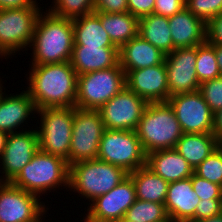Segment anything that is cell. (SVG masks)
Here are the masks:
<instances>
[{
  "label": "cell",
  "mask_w": 222,
  "mask_h": 222,
  "mask_svg": "<svg viewBox=\"0 0 222 222\" xmlns=\"http://www.w3.org/2000/svg\"><path fill=\"white\" fill-rule=\"evenodd\" d=\"M197 46L174 49L165 56L167 83L170 97L199 90L196 75Z\"/></svg>",
  "instance_id": "15"
},
{
  "label": "cell",
  "mask_w": 222,
  "mask_h": 222,
  "mask_svg": "<svg viewBox=\"0 0 222 222\" xmlns=\"http://www.w3.org/2000/svg\"><path fill=\"white\" fill-rule=\"evenodd\" d=\"M136 199L135 185L128 175L109 192L92 201L86 218L97 222H115L126 216Z\"/></svg>",
  "instance_id": "14"
},
{
  "label": "cell",
  "mask_w": 222,
  "mask_h": 222,
  "mask_svg": "<svg viewBox=\"0 0 222 222\" xmlns=\"http://www.w3.org/2000/svg\"><path fill=\"white\" fill-rule=\"evenodd\" d=\"M128 175L134 182L137 199L165 203L169 182L156 175L146 165L128 173Z\"/></svg>",
  "instance_id": "27"
},
{
  "label": "cell",
  "mask_w": 222,
  "mask_h": 222,
  "mask_svg": "<svg viewBox=\"0 0 222 222\" xmlns=\"http://www.w3.org/2000/svg\"><path fill=\"white\" fill-rule=\"evenodd\" d=\"M94 12H102V13L128 12L127 0H95Z\"/></svg>",
  "instance_id": "39"
},
{
  "label": "cell",
  "mask_w": 222,
  "mask_h": 222,
  "mask_svg": "<svg viewBox=\"0 0 222 222\" xmlns=\"http://www.w3.org/2000/svg\"><path fill=\"white\" fill-rule=\"evenodd\" d=\"M201 199L192 188L191 177L169 183L165 208L171 222H194Z\"/></svg>",
  "instance_id": "18"
},
{
  "label": "cell",
  "mask_w": 222,
  "mask_h": 222,
  "mask_svg": "<svg viewBox=\"0 0 222 222\" xmlns=\"http://www.w3.org/2000/svg\"><path fill=\"white\" fill-rule=\"evenodd\" d=\"M185 7V0H155L153 14L172 17Z\"/></svg>",
  "instance_id": "37"
},
{
  "label": "cell",
  "mask_w": 222,
  "mask_h": 222,
  "mask_svg": "<svg viewBox=\"0 0 222 222\" xmlns=\"http://www.w3.org/2000/svg\"><path fill=\"white\" fill-rule=\"evenodd\" d=\"M38 198L10 182H0V222H42L46 210Z\"/></svg>",
  "instance_id": "12"
},
{
  "label": "cell",
  "mask_w": 222,
  "mask_h": 222,
  "mask_svg": "<svg viewBox=\"0 0 222 222\" xmlns=\"http://www.w3.org/2000/svg\"><path fill=\"white\" fill-rule=\"evenodd\" d=\"M40 11L39 7L0 10V56L30 47Z\"/></svg>",
  "instance_id": "9"
},
{
  "label": "cell",
  "mask_w": 222,
  "mask_h": 222,
  "mask_svg": "<svg viewBox=\"0 0 222 222\" xmlns=\"http://www.w3.org/2000/svg\"><path fill=\"white\" fill-rule=\"evenodd\" d=\"M126 87L125 71L116 66L77 76L76 107L98 110Z\"/></svg>",
  "instance_id": "6"
},
{
  "label": "cell",
  "mask_w": 222,
  "mask_h": 222,
  "mask_svg": "<svg viewBox=\"0 0 222 222\" xmlns=\"http://www.w3.org/2000/svg\"><path fill=\"white\" fill-rule=\"evenodd\" d=\"M128 12L138 19L153 14L155 0H127Z\"/></svg>",
  "instance_id": "40"
},
{
  "label": "cell",
  "mask_w": 222,
  "mask_h": 222,
  "mask_svg": "<svg viewBox=\"0 0 222 222\" xmlns=\"http://www.w3.org/2000/svg\"><path fill=\"white\" fill-rule=\"evenodd\" d=\"M1 81H2V80H0V98H1V96H2V94H3V92H2V90H3V89H2L3 86H2V84H1Z\"/></svg>",
  "instance_id": "47"
},
{
  "label": "cell",
  "mask_w": 222,
  "mask_h": 222,
  "mask_svg": "<svg viewBox=\"0 0 222 222\" xmlns=\"http://www.w3.org/2000/svg\"><path fill=\"white\" fill-rule=\"evenodd\" d=\"M115 222H136V221L130 220L129 218L124 216V217L120 218L119 220H117Z\"/></svg>",
  "instance_id": "46"
},
{
  "label": "cell",
  "mask_w": 222,
  "mask_h": 222,
  "mask_svg": "<svg viewBox=\"0 0 222 222\" xmlns=\"http://www.w3.org/2000/svg\"><path fill=\"white\" fill-rule=\"evenodd\" d=\"M194 173L222 186V148L218 146L194 169Z\"/></svg>",
  "instance_id": "32"
},
{
  "label": "cell",
  "mask_w": 222,
  "mask_h": 222,
  "mask_svg": "<svg viewBox=\"0 0 222 222\" xmlns=\"http://www.w3.org/2000/svg\"><path fill=\"white\" fill-rule=\"evenodd\" d=\"M38 7L36 0H0V10Z\"/></svg>",
  "instance_id": "41"
},
{
  "label": "cell",
  "mask_w": 222,
  "mask_h": 222,
  "mask_svg": "<svg viewBox=\"0 0 222 222\" xmlns=\"http://www.w3.org/2000/svg\"><path fill=\"white\" fill-rule=\"evenodd\" d=\"M127 176L123 168L99 159L79 161L69 166V189L92 202Z\"/></svg>",
  "instance_id": "5"
},
{
  "label": "cell",
  "mask_w": 222,
  "mask_h": 222,
  "mask_svg": "<svg viewBox=\"0 0 222 222\" xmlns=\"http://www.w3.org/2000/svg\"><path fill=\"white\" fill-rule=\"evenodd\" d=\"M126 217L136 222H171L165 204L136 199Z\"/></svg>",
  "instance_id": "29"
},
{
  "label": "cell",
  "mask_w": 222,
  "mask_h": 222,
  "mask_svg": "<svg viewBox=\"0 0 222 222\" xmlns=\"http://www.w3.org/2000/svg\"><path fill=\"white\" fill-rule=\"evenodd\" d=\"M72 24L74 46L116 47L94 13L72 19Z\"/></svg>",
  "instance_id": "25"
},
{
  "label": "cell",
  "mask_w": 222,
  "mask_h": 222,
  "mask_svg": "<svg viewBox=\"0 0 222 222\" xmlns=\"http://www.w3.org/2000/svg\"><path fill=\"white\" fill-rule=\"evenodd\" d=\"M104 130L98 110L74 108L69 166L79 161L97 159Z\"/></svg>",
  "instance_id": "10"
},
{
  "label": "cell",
  "mask_w": 222,
  "mask_h": 222,
  "mask_svg": "<svg viewBox=\"0 0 222 222\" xmlns=\"http://www.w3.org/2000/svg\"><path fill=\"white\" fill-rule=\"evenodd\" d=\"M215 50V55L217 59V63L219 65V69L222 76V46L221 45H211Z\"/></svg>",
  "instance_id": "43"
},
{
  "label": "cell",
  "mask_w": 222,
  "mask_h": 222,
  "mask_svg": "<svg viewBox=\"0 0 222 222\" xmlns=\"http://www.w3.org/2000/svg\"><path fill=\"white\" fill-rule=\"evenodd\" d=\"M94 14L100 19L111 42L118 49L138 35L139 19L129 12Z\"/></svg>",
  "instance_id": "24"
},
{
  "label": "cell",
  "mask_w": 222,
  "mask_h": 222,
  "mask_svg": "<svg viewBox=\"0 0 222 222\" xmlns=\"http://www.w3.org/2000/svg\"><path fill=\"white\" fill-rule=\"evenodd\" d=\"M165 56L160 49L137 35L119 49V63L125 74L131 70L162 64Z\"/></svg>",
  "instance_id": "20"
},
{
  "label": "cell",
  "mask_w": 222,
  "mask_h": 222,
  "mask_svg": "<svg viewBox=\"0 0 222 222\" xmlns=\"http://www.w3.org/2000/svg\"><path fill=\"white\" fill-rule=\"evenodd\" d=\"M206 42L222 46V13L212 18L207 24Z\"/></svg>",
  "instance_id": "38"
},
{
  "label": "cell",
  "mask_w": 222,
  "mask_h": 222,
  "mask_svg": "<svg viewBox=\"0 0 222 222\" xmlns=\"http://www.w3.org/2000/svg\"><path fill=\"white\" fill-rule=\"evenodd\" d=\"M183 133H212L214 114L199 91L169 97Z\"/></svg>",
  "instance_id": "13"
},
{
  "label": "cell",
  "mask_w": 222,
  "mask_h": 222,
  "mask_svg": "<svg viewBox=\"0 0 222 222\" xmlns=\"http://www.w3.org/2000/svg\"><path fill=\"white\" fill-rule=\"evenodd\" d=\"M50 13L58 17L75 19L94 13L95 0H54Z\"/></svg>",
  "instance_id": "31"
},
{
  "label": "cell",
  "mask_w": 222,
  "mask_h": 222,
  "mask_svg": "<svg viewBox=\"0 0 222 222\" xmlns=\"http://www.w3.org/2000/svg\"><path fill=\"white\" fill-rule=\"evenodd\" d=\"M173 50L196 47L206 43V23L184 7L179 13L169 17Z\"/></svg>",
  "instance_id": "19"
},
{
  "label": "cell",
  "mask_w": 222,
  "mask_h": 222,
  "mask_svg": "<svg viewBox=\"0 0 222 222\" xmlns=\"http://www.w3.org/2000/svg\"><path fill=\"white\" fill-rule=\"evenodd\" d=\"M196 75L199 83L221 76L215 50L209 43L197 46Z\"/></svg>",
  "instance_id": "30"
},
{
  "label": "cell",
  "mask_w": 222,
  "mask_h": 222,
  "mask_svg": "<svg viewBox=\"0 0 222 222\" xmlns=\"http://www.w3.org/2000/svg\"><path fill=\"white\" fill-rule=\"evenodd\" d=\"M84 220H85V222H97V221L88 220L86 217Z\"/></svg>",
  "instance_id": "48"
},
{
  "label": "cell",
  "mask_w": 222,
  "mask_h": 222,
  "mask_svg": "<svg viewBox=\"0 0 222 222\" xmlns=\"http://www.w3.org/2000/svg\"><path fill=\"white\" fill-rule=\"evenodd\" d=\"M222 213V199L200 200L195 210L194 222Z\"/></svg>",
  "instance_id": "36"
},
{
  "label": "cell",
  "mask_w": 222,
  "mask_h": 222,
  "mask_svg": "<svg viewBox=\"0 0 222 222\" xmlns=\"http://www.w3.org/2000/svg\"><path fill=\"white\" fill-rule=\"evenodd\" d=\"M218 146L219 142L212 133H183L175 149L195 169Z\"/></svg>",
  "instance_id": "26"
},
{
  "label": "cell",
  "mask_w": 222,
  "mask_h": 222,
  "mask_svg": "<svg viewBox=\"0 0 222 222\" xmlns=\"http://www.w3.org/2000/svg\"><path fill=\"white\" fill-rule=\"evenodd\" d=\"M75 107L42 108L38 132L39 150L65 159L69 165Z\"/></svg>",
  "instance_id": "8"
},
{
  "label": "cell",
  "mask_w": 222,
  "mask_h": 222,
  "mask_svg": "<svg viewBox=\"0 0 222 222\" xmlns=\"http://www.w3.org/2000/svg\"><path fill=\"white\" fill-rule=\"evenodd\" d=\"M136 133L146 154L174 149L183 135L176 114L168 102L148 103Z\"/></svg>",
  "instance_id": "3"
},
{
  "label": "cell",
  "mask_w": 222,
  "mask_h": 222,
  "mask_svg": "<svg viewBox=\"0 0 222 222\" xmlns=\"http://www.w3.org/2000/svg\"><path fill=\"white\" fill-rule=\"evenodd\" d=\"M138 35L160 49L164 54L173 51L168 17L149 14L140 18Z\"/></svg>",
  "instance_id": "28"
},
{
  "label": "cell",
  "mask_w": 222,
  "mask_h": 222,
  "mask_svg": "<svg viewBox=\"0 0 222 222\" xmlns=\"http://www.w3.org/2000/svg\"><path fill=\"white\" fill-rule=\"evenodd\" d=\"M36 111L34 101L27 91L5 97L3 93L0 98V130L8 134L17 132L15 130Z\"/></svg>",
  "instance_id": "23"
},
{
  "label": "cell",
  "mask_w": 222,
  "mask_h": 222,
  "mask_svg": "<svg viewBox=\"0 0 222 222\" xmlns=\"http://www.w3.org/2000/svg\"><path fill=\"white\" fill-rule=\"evenodd\" d=\"M8 133L0 130V158L6 145Z\"/></svg>",
  "instance_id": "44"
},
{
  "label": "cell",
  "mask_w": 222,
  "mask_h": 222,
  "mask_svg": "<svg viewBox=\"0 0 222 222\" xmlns=\"http://www.w3.org/2000/svg\"><path fill=\"white\" fill-rule=\"evenodd\" d=\"M97 159L130 173L146 165L147 154L136 131L105 129Z\"/></svg>",
  "instance_id": "7"
},
{
  "label": "cell",
  "mask_w": 222,
  "mask_h": 222,
  "mask_svg": "<svg viewBox=\"0 0 222 222\" xmlns=\"http://www.w3.org/2000/svg\"><path fill=\"white\" fill-rule=\"evenodd\" d=\"M119 63L117 47L73 46L70 64L77 75L109 69Z\"/></svg>",
  "instance_id": "21"
},
{
  "label": "cell",
  "mask_w": 222,
  "mask_h": 222,
  "mask_svg": "<svg viewBox=\"0 0 222 222\" xmlns=\"http://www.w3.org/2000/svg\"><path fill=\"white\" fill-rule=\"evenodd\" d=\"M212 134L219 143L222 141V109L214 113Z\"/></svg>",
  "instance_id": "42"
},
{
  "label": "cell",
  "mask_w": 222,
  "mask_h": 222,
  "mask_svg": "<svg viewBox=\"0 0 222 222\" xmlns=\"http://www.w3.org/2000/svg\"><path fill=\"white\" fill-rule=\"evenodd\" d=\"M198 91L213 114L222 109V76L203 82Z\"/></svg>",
  "instance_id": "34"
},
{
  "label": "cell",
  "mask_w": 222,
  "mask_h": 222,
  "mask_svg": "<svg viewBox=\"0 0 222 222\" xmlns=\"http://www.w3.org/2000/svg\"><path fill=\"white\" fill-rule=\"evenodd\" d=\"M198 222H222V213L216 216H212L210 218L202 219Z\"/></svg>",
  "instance_id": "45"
},
{
  "label": "cell",
  "mask_w": 222,
  "mask_h": 222,
  "mask_svg": "<svg viewBox=\"0 0 222 222\" xmlns=\"http://www.w3.org/2000/svg\"><path fill=\"white\" fill-rule=\"evenodd\" d=\"M10 183L40 197L59 186L69 188V165L59 156L38 150Z\"/></svg>",
  "instance_id": "4"
},
{
  "label": "cell",
  "mask_w": 222,
  "mask_h": 222,
  "mask_svg": "<svg viewBox=\"0 0 222 222\" xmlns=\"http://www.w3.org/2000/svg\"><path fill=\"white\" fill-rule=\"evenodd\" d=\"M148 102L127 87L123 88L98 112L105 129L136 131Z\"/></svg>",
  "instance_id": "11"
},
{
  "label": "cell",
  "mask_w": 222,
  "mask_h": 222,
  "mask_svg": "<svg viewBox=\"0 0 222 222\" xmlns=\"http://www.w3.org/2000/svg\"><path fill=\"white\" fill-rule=\"evenodd\" d=\"M185 7L207 24L222 13V0H187Z\"/></svg>",
  "instance_id": "33"
},
{
  "label": "cell",
  "mask_w": 222,
  "mask_h": 222,
  "mask_svg": "<svg viewBox=\"0 0 222 222\" xmlns=\"http://www.w3.org/2000/svg\"><path fill=\"white\" fill-rule=\"evenodd\" d=\"M125 81L128 89L148 103L167 102L170 97L165 61L159 65L128 71Z\"/></svg>",
  "instance_id": "17"
},
{
  "label": "cell",
  "mask_w": 222,
  "mask_h": 222,
  "mask_svg": "<svg viewBox=\"0 0 222 222\" xmlns=\"http://www.w3.org/2000/svg\"><path fill=\"white\" fill-rule=\"evenodd\" d=\"M191 184L197 197H199L201 200L222 199L221 185L201 178L195 173H193L191 176Z\"/></svg>",
  "instance_id": "35"
},
{
  "label": "cell",
  "mask_w": 222,
  "mask_h": 222,
  "mask_svg": "<svg viewBox=\"0 0 222 222\" xmlns=\"http://www.w3.org/2000/svg\"><path fill=\"white\" fill-rule=\"evenodd\" d=\"M39 150L37 130H25L8 134L0 160L4 177L0 182H11ZM5 180H4V179Z\"/></svg>",
  "instance_id": "16"
},
{
  "label": "cell",
  "mask_w": 222,
  "mask_h": 222,
  "mask_svg": "<svg viewBox=\"0 0 222 222\" xmlns=\"http://www.w3.org/2000/svg\"><path fill=\"white\" fill-rule=\"evenodd\" d=\"M146 166L169 183L189 178L194 173V169L175 148L147 154Z\"/></svg>",
  "instance_id": "22"
},
{
  "label": "cell",
  "mask_w": 222,
  "mask_h": 222,
  "mask_svg": "<svg viewBox=\"0 0 222 222\" xmlns=\"http://www.w3.org/2000/svg\"><path fill=\"white\" fill-rule=\"evenodd\" d=\"M39 14L35 24L32 65L70 62L74 46L72 19L55 16L49 11Z\"/></svg>",
  "instance_id": "2"
},
{
  "label": "cell",
  "mask_w": 222,
  "mask_h": 222,
  "mask_svg": "<svg viewBox=\"0 0 222 222\" xmlns=\"http://www.w3.org/2000/svg\"><path fill=\"white\" fill-rule=\"evenodd\" d=\"M26 90L36 109L76 107L77 73L70 62L32 65Z\"/></svg>",
  "instance_id": "1"
}]
</instances>
